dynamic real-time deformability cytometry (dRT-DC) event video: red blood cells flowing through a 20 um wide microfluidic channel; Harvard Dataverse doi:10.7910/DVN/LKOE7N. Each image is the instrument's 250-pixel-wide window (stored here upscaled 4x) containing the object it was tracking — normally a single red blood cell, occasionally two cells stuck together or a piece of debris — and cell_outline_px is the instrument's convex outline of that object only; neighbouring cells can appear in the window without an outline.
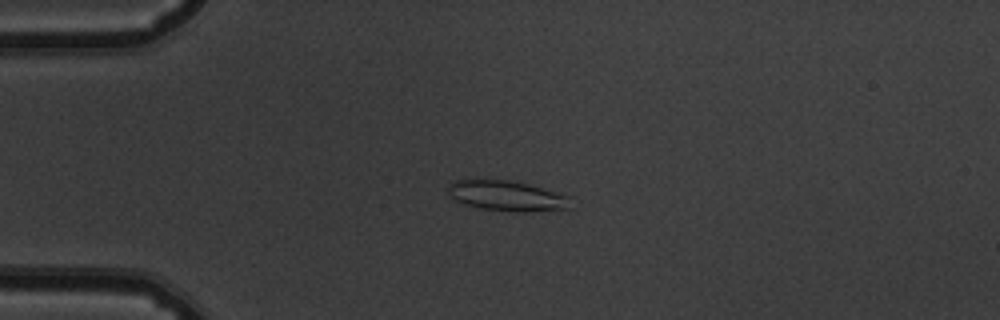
{"species": "common noctule bat (a hibernating species)", "species_latin": "Nyctalus noctula", "temperature_condition": "warm", "stored_images_in_passage": 53, "camera_frame_rate_fps": 3000, "um_per_image_px": 0.085, "animal": {"sex": "male", "body_mass_g": 19.5, "forearm_length_mm": 54.6}, "frame": {"image": 1, "passage_image": 13, "time_ms": 4.0, "image_size_px": [1000, 320], "cell_outline_px": [[572, 208], [524, 212], [516, 212], [480, 208], [464, 204], [448, 196], [448, 184], [456, 180], [476, 176], [512, 180], [528, 184], [568, 196]], "centroid_in_image_um": [42.98, 16.6], "position_along_channel_um": 42.0, "area_um2": 22.31}}
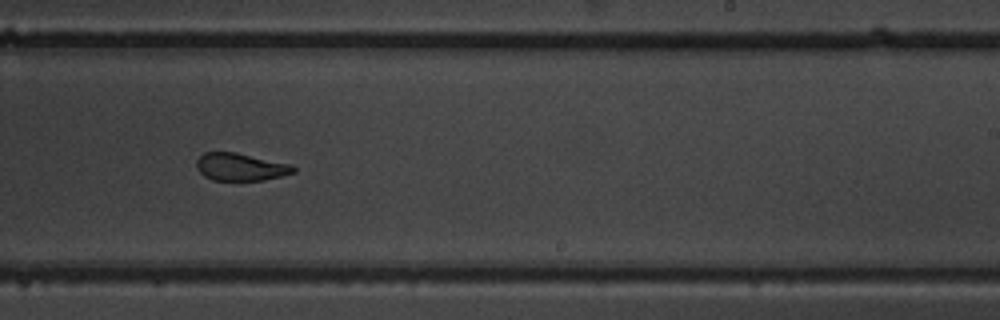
{"frame": {"image": 2, "passage_image": 33, "time_ms": 10.667, "image_size_px": [1000, 320], "cell_outline_px": [[296, 172], [264, 180], [212, 180], [204, 176], [196, 168], [196, 160], [204, 152], [236, 152], [292, 164], [296, 168]], "centroid_in_image_um": [20.45, 14.18], "position_along_channel_um": 268.6, "area_um2": 15.66}}
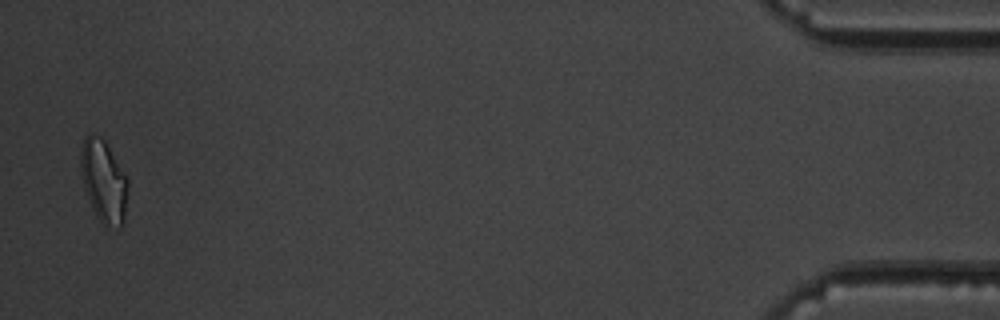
{"frame": {"image": 3, "passage_image": 52, "time_ms": 17.0, "image_size_px": [1000, 320], "cell_outline_px": [[128, 188], [124, 224], [120, 228], [104, 228], [96, 216], [92, 208], [84, 188], [80, 172], [80, 148], [84, 136], [88, 132], [92, 132], [100, 136], [108, 144], [128, 180]], "centroid_in_image_um": [8.8, 15.4], "position_along_channel_um": 426.4, "area_um2": 23.41}, "authors_computed_cell_mechanics": {"area_um2": 17.629, "velocity_mm_per_s": 3.8243, "shape_relaxation_time_tau1_ms": 7.5448, "shape_relaxation_time_tau2_ms": 1.4834, "deformation_change_tau1": 0.2075, "deformation_change_tau2": 0.093}}